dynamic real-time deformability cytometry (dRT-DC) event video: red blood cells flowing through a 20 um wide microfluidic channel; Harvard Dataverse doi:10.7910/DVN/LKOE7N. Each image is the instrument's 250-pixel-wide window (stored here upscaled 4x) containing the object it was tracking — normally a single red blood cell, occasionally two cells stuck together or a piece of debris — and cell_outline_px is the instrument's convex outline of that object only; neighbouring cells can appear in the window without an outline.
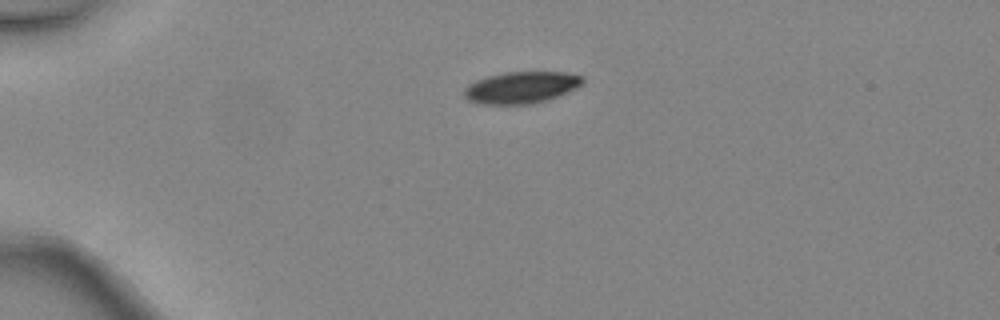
{"species": "common noctule bat (a hibernating species)", "species_latin": "Nyctalus noctula", "temperature_condition": "warm", "stored_images_in_passage": 2, "camera_frame_rate_fps": 3000, "um_per_image_px": 0.085, "animal": {"sex": "female", "body_mass_g": 24.6, "forearm_length_mm": 56.2}, "frame": {"image": 1, "passage_image": 1, "time_ms": 0.0, "image_size_px": [1000, 320], "cell_outline_px": [[584, 84], [568, 92], [544, 100], [528, 104], [480, 104], [468, 100], [464, 96], [464, 88], [468, 84], [476, 80], [488, 76], [504, 72], [568, 72], [584, 76]], "centroid_in_image_um": [44.31, 7.42], "position_along_channel_um": 40.7, "area_um2": 21.96}}